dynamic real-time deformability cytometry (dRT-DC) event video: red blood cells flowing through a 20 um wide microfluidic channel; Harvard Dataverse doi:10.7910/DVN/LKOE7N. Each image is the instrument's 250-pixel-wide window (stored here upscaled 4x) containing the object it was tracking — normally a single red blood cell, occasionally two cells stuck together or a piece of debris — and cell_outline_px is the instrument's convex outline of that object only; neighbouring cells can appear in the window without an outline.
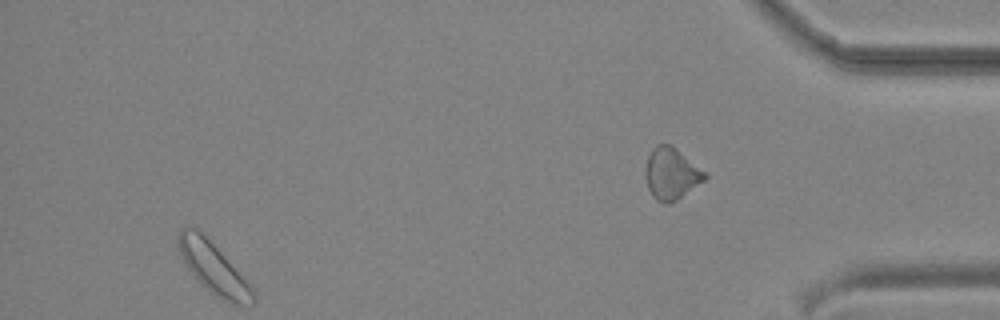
{"species": "common noctule bat (a hibernating species)", "species_latin": "Nyctalus noctula", "temperature_condition": "cold", "stored_images_in_passage": 36, "segment_of_instrument_passage": [2, 2], "camera_frame_rate_fps": 3000, "um_per_image_px": 0.085, "animal": {"sex": "male", "body_mass_g": 19.2, "forearm_length_mm": 51.8}, "frame": {"image": 1, "passage_image": 36, "time_ms": 11.667, "image_size_px": [1000, 320], "cell_outline_px": [[708, 176], [704, 180], [676, 200], [668, 204], [664, 204], [656, 200], [652, 196], [648, 188], [644, 172], [648, 156], [652, 148], [656, 144], [668, 144], [676, 148], [704, 172]], "centroid_in_image_um": [57.01, 14.77], "position_along_channel_um": 378.2, "area_um2": 17.63}}